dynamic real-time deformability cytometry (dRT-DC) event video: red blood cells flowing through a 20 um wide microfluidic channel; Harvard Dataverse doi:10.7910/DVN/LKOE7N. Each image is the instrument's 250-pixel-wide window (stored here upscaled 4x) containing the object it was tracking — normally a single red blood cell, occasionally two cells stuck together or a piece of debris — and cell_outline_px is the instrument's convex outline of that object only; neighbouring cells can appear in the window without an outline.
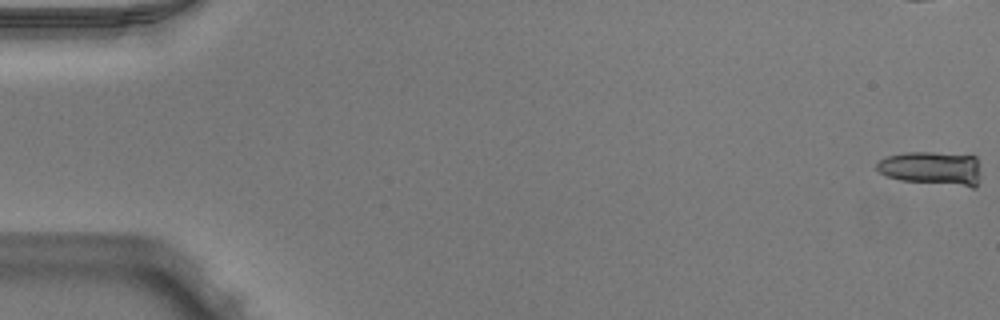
{"species": "Egyptian fruit bat (a non-hibernating species)", "species_latin": "Rousettus aegyptiacus", "temperature_condition": "warm", "stored_images_in_passage": 53, "camera_frame_rate_fps": 3000, "um_per_image_px": 0.085, "animal": {"sex": "male"}, "frame": {"image": 1, "passage_image": 1, "time_ms": 0.0, "image_size_px": [1000, 320], "cell_outline_px": [[976, 188], [972, 188], [900, 180], [888, 176], [880, 172], [876, 168], [876, 164], [880, 160], [888, 156], [904, 152], [932, 152], [976, 156]], "centroid_in_image_um": [79.15, 14.31], "position_along_channel_um": 5.8, "area_um2": 20.23}}
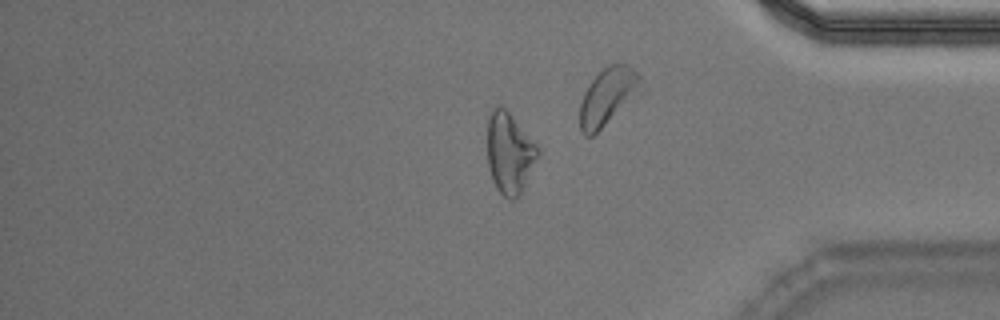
{"frame": {"image": 2, "passage_image": 44, "time_ms": 14.333, "image_size_px": [1000, 320], "cell_outline_px": [[540, 152], [520, 192], [512, 200], [508, 200], [496, 188], [492, 180], [488, 168], [488, 116], [492, 108], [500, 104], [508, 112], [540, 148]], "centroid_in_image_um": [43.28, 12.99], "position_along_channel_um": 391.9, "area_um2": 23.47}, "authors_computed_cell_mechanics": {"area_um2": 21.386, "velocity_mm_per_s": 3.9796, "shape_relaxation_time_tau1_ms": 7.7939, "shape_relaxation_time_tau2_ms": 2.4238, "deformation_change_tau1": 0.2703, "deformation_change_tau2": 0.1241}}